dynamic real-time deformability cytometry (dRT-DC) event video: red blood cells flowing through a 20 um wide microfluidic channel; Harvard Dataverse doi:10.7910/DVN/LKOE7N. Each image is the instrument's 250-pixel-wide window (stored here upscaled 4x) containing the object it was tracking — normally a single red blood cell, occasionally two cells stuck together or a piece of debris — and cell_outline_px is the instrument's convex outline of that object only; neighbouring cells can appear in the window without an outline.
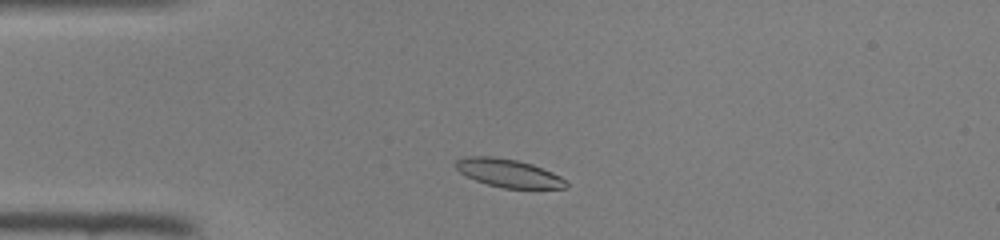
{"species": "common noctule bat (a hibernating species)", "species_latin": "Nyctalus noctula", "temperature_condition": "room temperature", "stored_images_in_passage": 39, "camera_frame_rate_fps": 3000, "um_per_image_px": 0.085, "animal": {"sex": "female", "body_mass_g": 22.0, "forearm_length_mm": 56.7}, "frame": {"image": 1, "passage_image": 4, "time_ms": 1.0, "image_size_px": [1000, 240], "cell_outline_px": [[568, 188], [504, 188], [488, 184], [476, 180], [460, 172], [452, 164], [456, 160], [468, 156], [492, 156], [516, 160], [532, 164], [552, 172], [560, 176], [568, 184]], "centroid_in_image_um": [43.2, 14.7], "position_along_channel_um": 41.8, "area_um2": 17.98}}
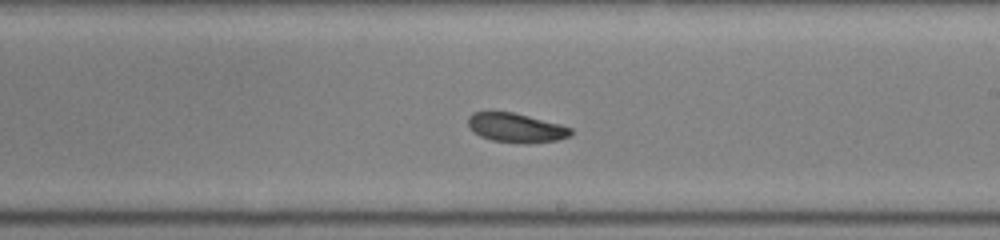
{"frame": {"image": 2, "passage_image": 20, "time_ms": 6.333, "image_size_px": [1000, 240], "cell_outline_px": [[572, 136], [556, 140], [528, 144], [492, 140], [480, 136], [472, 132], [468, 124], [468, 116], [472, 112], [512, 112], [560, 124], [572, 128]], "centroid_in_image_um": [43.86, 10.87], "position_along_channel_um": 245.1, "area_um2": 17.51}}
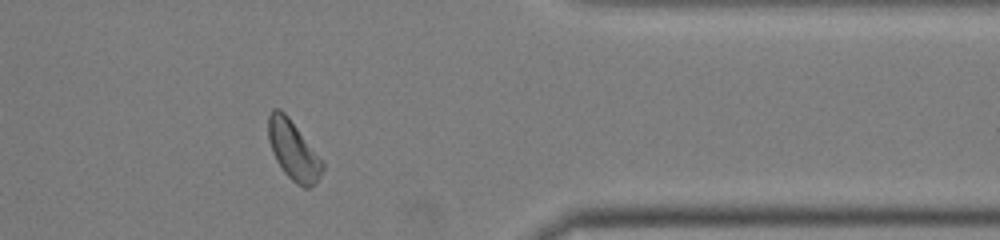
{"frame": {"image": 3, "passage_image": 31, "time_ms": 10.0, "image_size_px": [1000, 240], "cell_outline_px": [[324, 168], [316, 184], [308, 188], [304, 188], [296, 184], [284, 172], [276, 160], [272, 152], [268, 140], [268, 116], [272, 108], [280, 108], [288, 116], [324, 164]], "centroid_in_image_um": [24.9, 12.78], "position_along_channel_um": 386.5, "area_um2": 18.5}}